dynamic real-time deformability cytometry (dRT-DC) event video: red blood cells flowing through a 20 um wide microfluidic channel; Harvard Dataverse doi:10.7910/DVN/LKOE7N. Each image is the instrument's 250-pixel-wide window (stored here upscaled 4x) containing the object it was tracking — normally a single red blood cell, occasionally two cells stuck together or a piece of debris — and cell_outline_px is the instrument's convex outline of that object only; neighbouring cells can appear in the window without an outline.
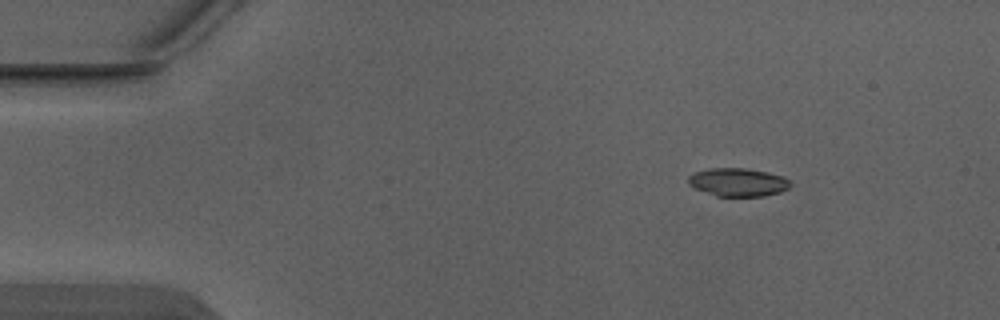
{"species": "Egyptian fruit bat (a non-hibernating species)", "species_latin": "Rousettus aegyptiacus", "temperature_condition": "warm", "stored_images_in_passage": 3, "camera_frame_rate_fps": 3000, "um_per_image_px": 0.085, "animal": {"sex": "male"}, "frame": {"image": 1, "passage_image": 1, "time_ms": 0.0, "image_size_px": [1000, 320], "cell_outline_px": [[792, 184], [788, 188], [780, 192], [764, 196], [716, 196], [696, 188], [688, 184], [688, 176], [692, 172], [708, 168], [744, 168], [768, 172], [784, 176]], "centroid_in_image_um": [62.72, 15.48], "position_along_channel_um": 22.3, "area_um2": 16.88}}
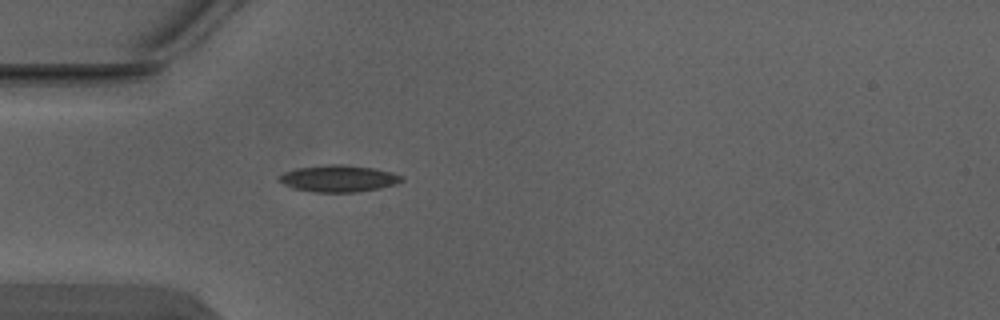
{"frame": {"image": 2, "passage_image": 3, "time_ms": 0.667, "image_size_px": [1000, 320], "cell_outline_px": [[404, 180], [392, 184], [376, 188], [356, 192], [316, 192], [296, 188], [284, 184], [280, 180], [280, 176], [284, 172], [296, 168], [328, 164], [340, 164], [372, 168], [392, 172], [404, 176]], "centroid_in_image_um": [28.78, 15.16], "position_along_channel_um": 56.2, "area_um2": 18.67}}